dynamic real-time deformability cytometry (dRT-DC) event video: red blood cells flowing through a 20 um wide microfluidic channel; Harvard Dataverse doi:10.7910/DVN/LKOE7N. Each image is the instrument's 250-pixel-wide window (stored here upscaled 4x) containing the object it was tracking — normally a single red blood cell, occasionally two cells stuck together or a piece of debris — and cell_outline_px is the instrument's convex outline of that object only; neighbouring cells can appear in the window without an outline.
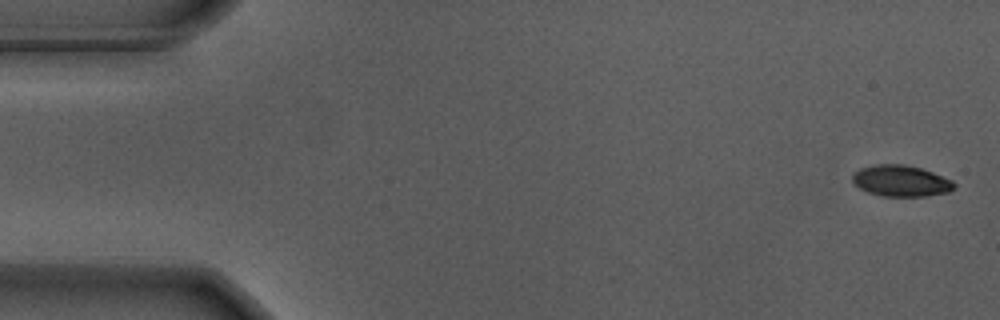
{"species": "Egyptian fruit bat (a non-hibernating species)", "species_latin": "Rousettus aegyptiacus", "temperature_condition": "warm", "stored_images_in_passage": 56, "camera_frame_rate_fps": 3000, "um_per_image_px": 0.085, "animal": {"sex": "male"}, "frame": {"image": 1, "passage_image": 1, "time_ms": 0.0, "image_size_px": [1000, 320], "cell_outline_px": [[956, 184], [948, 192], [924, 196], [880, 196], [868, 192], [852, 184], [852, 176], [860, 168], [876, 164], [904, 164], [920, 168], [932, 172], [952, 180]], "centroid_in_image_um": [76.54, 15.37], "position_along_channel_um": 8.5, "area_um2": 18.44}}
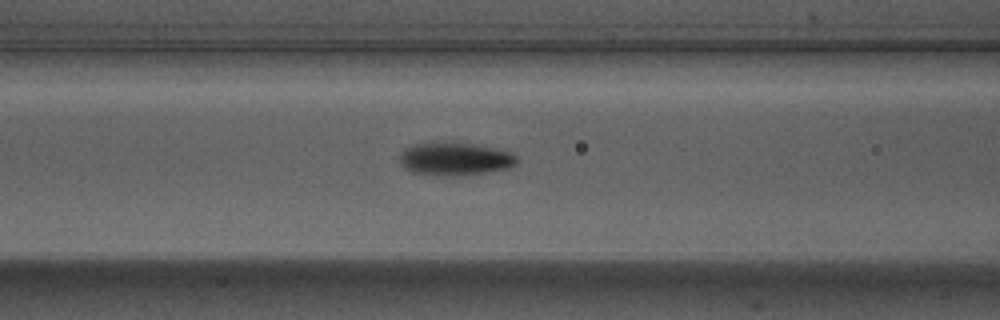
{"frame": {"image": 2, "passage_image": 22, "time_ms": 7.0, "image_size_px": [1000, 320], "cell_outline_px": [[516, 164], [508, 168], [484, 172], [452, 176], [440, 176], [412, 172], [404, 168], [400, 164], [400, 152], [404, 148], [412, 144], [432, 140], [452, 140], [512, 152], [516, 156]], "centroid_in_image_um": [38.57, 13.46], "position_along_channel_um": 128.0, "area_um2": 23.12}}
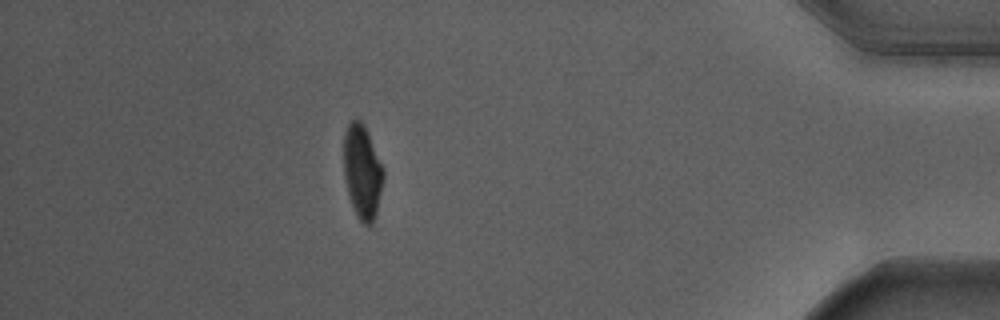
{"frame": {"image": 3, "passage_image": 49, "time_ms": 16.0, "image_size_px": [1000, 320], "cell_outline_px": [[384, 176], [376, 212], [372, 224], [364, 224], [356, 216], [348, 192], [344, 172], [344, 132], [348, 124], [352, 120], [360, 120], [364, 124], [368, 132], [384, 168]], "centroid_in_image_um": [30.8, 14.56], "position_along_channel_um": 404.4, "area_um2": 21.5}, "authors_computed_cell_mechanics": {"area_um2": 21.3282, "velocity_mm_per_s": 3.659, "shape_relaxation_time_tau1_ms": 2.1918, "shape_relaxation_time_tau2_ms": 0.7076, "deformation_change_tau1": 0.1913, "deformation_change_tau2": 0.0547}}